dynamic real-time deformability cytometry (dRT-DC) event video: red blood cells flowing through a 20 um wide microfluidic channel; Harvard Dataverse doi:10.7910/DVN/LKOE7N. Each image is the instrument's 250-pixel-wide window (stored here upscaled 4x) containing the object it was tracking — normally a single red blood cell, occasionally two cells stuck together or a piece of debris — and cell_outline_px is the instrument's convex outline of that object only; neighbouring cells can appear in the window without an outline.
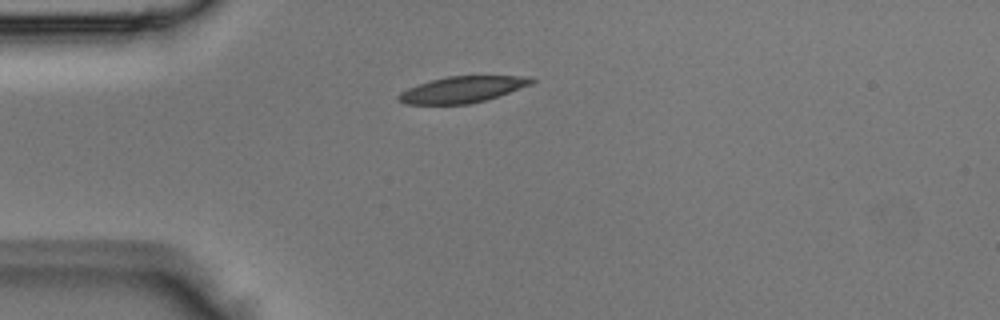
{"species": "Egyptian fruit bat (a non-hibernating species)", "species_latin": "Rousettus aegyptiacus", "temperature_condition": "room temperature", "stored_images_in_passage": 1, "camera_frame_rate_fps": 3000, "um_per_image_px": 0.085, "animal": {"sex": "male"}, "frame": {"image": 1, "passage_image": 1, "time_ms": 0.0, "image_size_px": [1000, 320], "cell_outline_px": [[536, 80], [532, 84], [484, 100], [468, 104], [404, 104], [396, 100], [396, 96], [400, 92], [408, 88], [432, 80], [448, 76], [532, 76]], "centroid_in_image_um": [39.27, 7.61], "position_along_channel_um": 45.7, "area_um2": 20.17}}